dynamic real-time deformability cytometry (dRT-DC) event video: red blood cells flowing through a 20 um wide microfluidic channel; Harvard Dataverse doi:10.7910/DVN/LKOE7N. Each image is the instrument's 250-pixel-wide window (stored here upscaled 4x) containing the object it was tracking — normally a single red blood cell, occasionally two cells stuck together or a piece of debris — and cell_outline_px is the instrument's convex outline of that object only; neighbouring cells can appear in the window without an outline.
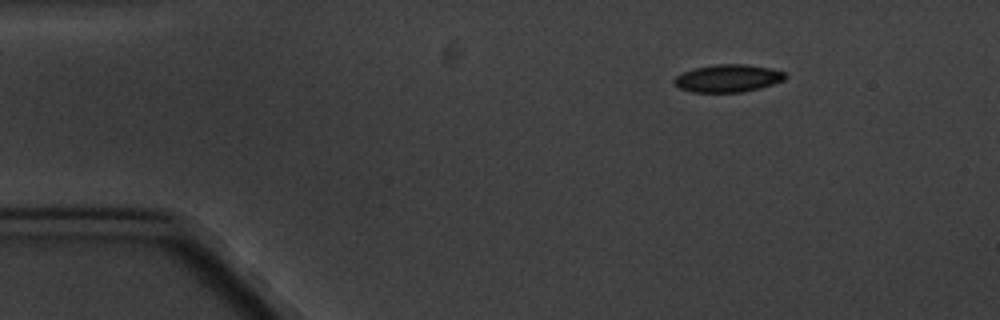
{"species": "common noctule bat (a hibernating species)", "species_latin": "Nyctalus noctula", "temperature_condition": "cold", "stored_images_in_passage": 7, "camera_frame_rate_fps": 3000, "um_per_image_px": 0.085, "animal": {"sex": "male", "body_mass_g": 20.1, "forearm_length_mm": 53.5}, "frame": {"image": 1, "passage_image": 1, "time_ms": 0.0, "image_size_px": [1000, 320], "cell_outline_px": [[788, 76], [784, 80], [760, 88], [740, 92], [692, 92], [680, 88], [672, 84], [672, 80], [676, 76], [684, 72], [696, 68], [716, 64], [744, 64], [772, 68], [784, 72]], "centroid_in_image_um": [61.87, 6.65], "position_along_channel_um": 23.1, "area_um2": 17.86}}
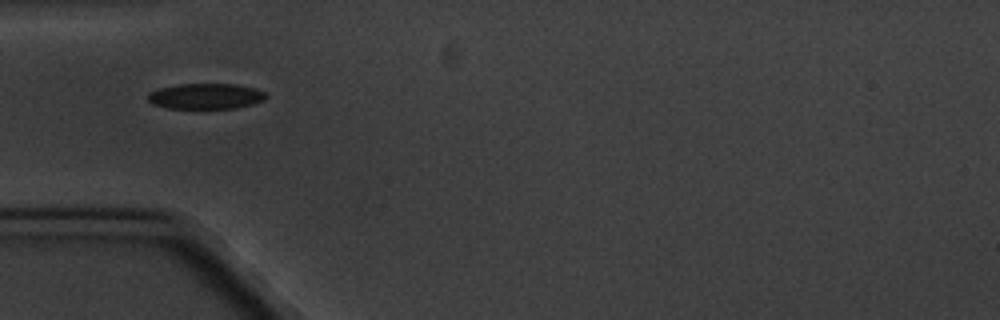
{"frame": {"image": 2, "passage_image": 4, "time_ms": 3.333, "image_size_px": [1000, 320], "cell_outline_px": [[268, 96], [264, 100], [252, 104], [236, 108], [168, 108], [152, 104], [148, 100], [148, 96], [152, 92], [160, 88], [176, 84], [236, 84], [256, 88], [264, 92]], "centroid_in_image_um": [17.52, 8.17], "position_along_channel_um": 67.5, "area_um2": 17.57}}